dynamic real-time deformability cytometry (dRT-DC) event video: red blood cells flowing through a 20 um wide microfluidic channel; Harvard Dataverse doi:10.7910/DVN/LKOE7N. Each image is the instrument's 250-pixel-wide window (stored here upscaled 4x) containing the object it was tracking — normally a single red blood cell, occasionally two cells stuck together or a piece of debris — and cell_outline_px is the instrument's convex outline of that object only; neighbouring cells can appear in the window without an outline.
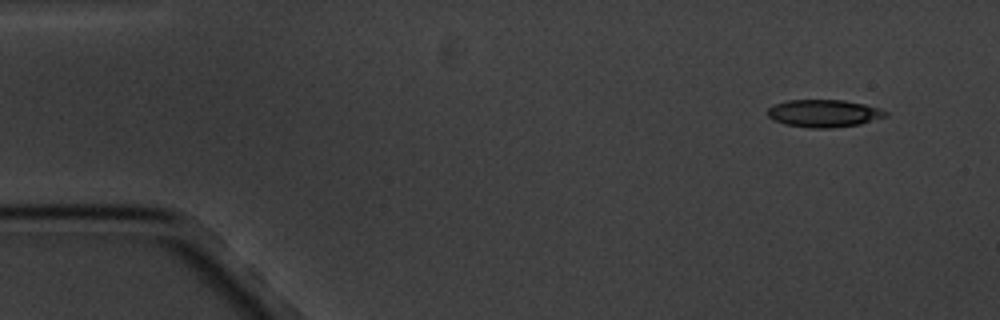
{"species": "common noctule bat (a hibernating species)", "species_latin": "Nyctalus noctula", "temperature_condition": "cold", "stored_images_in_passage": 8, "camera_frame_rate_fps": 3000, "um_per_image_px": 0.085, "animal": {"sex": "male", "body_mass_g": 20.1, "forearm_length_mm": 53.5}, "frame": {"image": 1, "passage_image": 1, "time_ms": 0.0, "image_size_px": [1000, 320], "cell_outline_px": [[888, 116], [860, 124], [832, 128], [812, 128], [784, 124], [772, 120], [768, 116], [768, 108], [772, 104], [788, 100], [844, 100], [864, 104], [880, 108], [888, 112]], "centroid_in_image_um": [70.02, 9.63], "position_along_channel_um": 15.0, "area_um2": 19.07}}
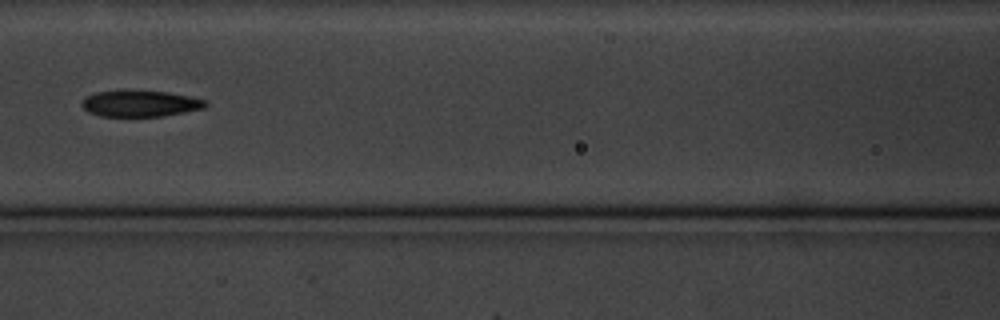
{"frame": {"image": 2, "passage_image": 6, "time_ms": 7.0, "image_size_px": [1000, 320], "cell_outline_px": [[208, 104], [204, 108], [184, 112], [160, 116], [100, 116], [88, 112], [80, 104], [84, 96], [96, 92], [120, 88], [124, 88], [168, 92], [208, 100]], "centroid_in_image_um": [11.86, 8.76], "position_along_channel_um": 154.7, "area_um2": 19.59}}
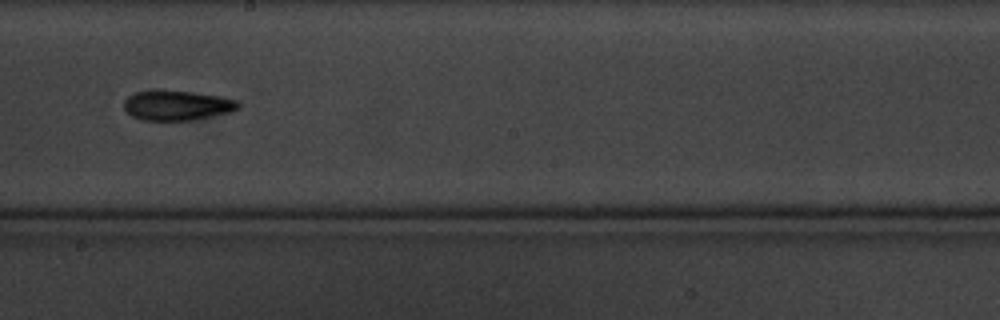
{"frame": {"image": 3, "passage_image": 8, "time_ms": 9.333, "image_size_px": [1000, 320], "cell_outline_px": [[240, 108], [232, 112], [192, 120], [140, 120], [132, 116], [124, 108], [124, 100], [128, 96], [136, 92], [156, 88], [160, 88], [192, 92], [216, 96], [236, 100], [240, 104]], "centroid_in_image_um": [15.01, 8.94], "position_along_channel_um": 233.2, "area_um2": 20.23}}